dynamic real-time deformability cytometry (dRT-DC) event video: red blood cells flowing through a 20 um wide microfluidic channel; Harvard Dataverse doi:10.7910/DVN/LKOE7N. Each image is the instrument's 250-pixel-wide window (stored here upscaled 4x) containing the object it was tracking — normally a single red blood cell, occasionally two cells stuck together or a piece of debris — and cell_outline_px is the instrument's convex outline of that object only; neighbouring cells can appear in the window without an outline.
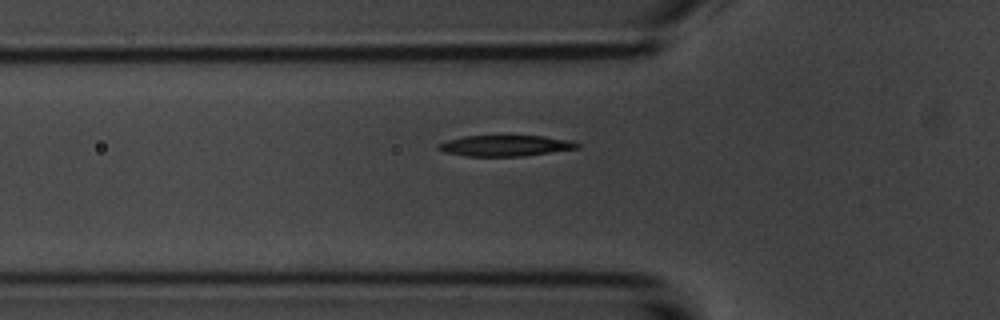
{"species": "common noctule bat (a hibernating species)", "species_latin": "Nyctalus noctula", "temperature_condition": "room temperature", "stored_images_in_passage": 7, "camera_frame_rate_fps": 3000, "um_per_image_px": 0.085, "animal": {"sex": "male", "body_mass_g": 20.1, "forearm_length_mm": 53.5}, "frame": {"image": 1, "passage_image": 7, "time_ms": 8.333, "image_size_px": [1000, 320], "cell_outline_px": [[580, 148], [524, 156], [464, 156], [444, 152], [436, 148], [436, 144], [448, 140], [464, 136], [544, 136], [572, 140], [580, 144]], "centroid_in_image_um": [42.96, 12.38], "position_along_channel_um": 82.8, "area_um2": 17.05}}